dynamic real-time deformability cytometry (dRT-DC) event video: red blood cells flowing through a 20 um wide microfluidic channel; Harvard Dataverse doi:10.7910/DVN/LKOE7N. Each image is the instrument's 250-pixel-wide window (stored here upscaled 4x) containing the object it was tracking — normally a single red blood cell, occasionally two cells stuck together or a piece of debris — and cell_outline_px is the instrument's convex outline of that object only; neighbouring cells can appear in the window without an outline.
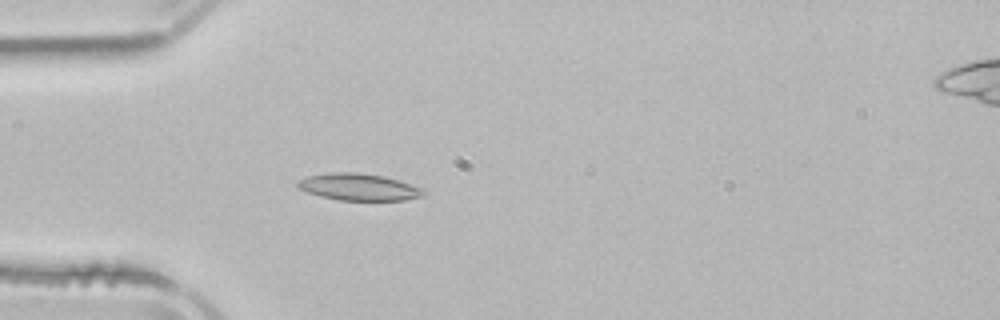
{"species": "common noctule bat (a hibernating species)", "species_latin": "Nyctalus noctula", "temperature_condition": "room temperature", "stored_images_in_passage": 3, "camera_frame_rate_fps": 3000, "um_per_image_px": 0.085, "animal": {"sex": "male", "body_mass_g": 21.5, "forearm_length_mm": 52.0}, "frame": {"image": 1, "passage_image": 3, "time_ms": 2.333, "image_size_px": [1000, 320], "cell_outline_px": [[424, 196], [404, 200], [340, 200], [320, 196], [308, 192], [300, 188], [296, 184], [296, 180], [308, 176], [332, 172], [356, 172], [384, 176], [400, 180], [424, 188]], "centroid_in_image_um": [30.52, 15.89], "position_along_channel_um": 54.5, "area_um2": 19.77}}